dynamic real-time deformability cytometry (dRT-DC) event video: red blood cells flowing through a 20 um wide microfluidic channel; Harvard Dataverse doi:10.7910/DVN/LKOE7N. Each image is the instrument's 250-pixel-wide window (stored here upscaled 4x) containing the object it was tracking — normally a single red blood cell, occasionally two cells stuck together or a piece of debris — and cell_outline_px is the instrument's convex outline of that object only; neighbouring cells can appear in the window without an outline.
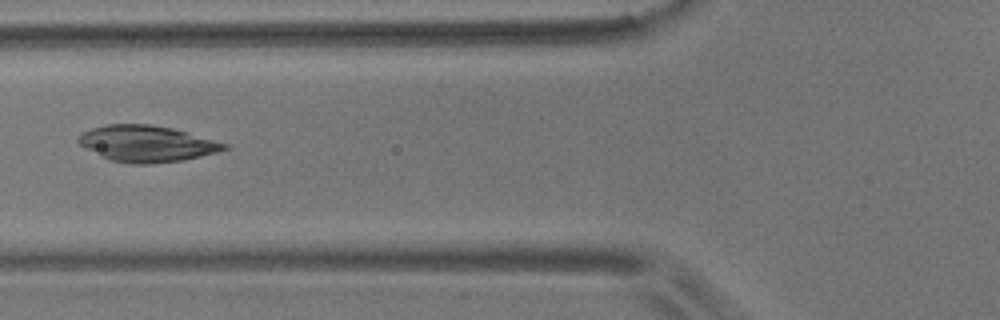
{"species": "common noctule bat (a hibernating species)", "species_latin": "Nyctalus noctula", "temperature_condition": "room temperature", "stored_images_in_passage": 7, "camera_frame_rate_fps": 3000, "um_per_image_px": 0.085, "animal": {"sex": "male", "body_mass_g": 17.9}, "frame": {"image": 1, "passage_image": 7, "time_ms": 2.0, "image_size_px": [1000, 320], "cell_outline_px": [[228, 148], [216, 152], [184, 160], [148, 164], [128, 164], [108, 160], [100, 156], [80, 144], [76, 140], [84, 132], [92, 128], [104, 124], [148, 124], [172, 128], [228, 144]], "centroid_in_image_um": [12.44, 12.22], "position_along_channel_um": 113.4, "area_um2": 30.63}}